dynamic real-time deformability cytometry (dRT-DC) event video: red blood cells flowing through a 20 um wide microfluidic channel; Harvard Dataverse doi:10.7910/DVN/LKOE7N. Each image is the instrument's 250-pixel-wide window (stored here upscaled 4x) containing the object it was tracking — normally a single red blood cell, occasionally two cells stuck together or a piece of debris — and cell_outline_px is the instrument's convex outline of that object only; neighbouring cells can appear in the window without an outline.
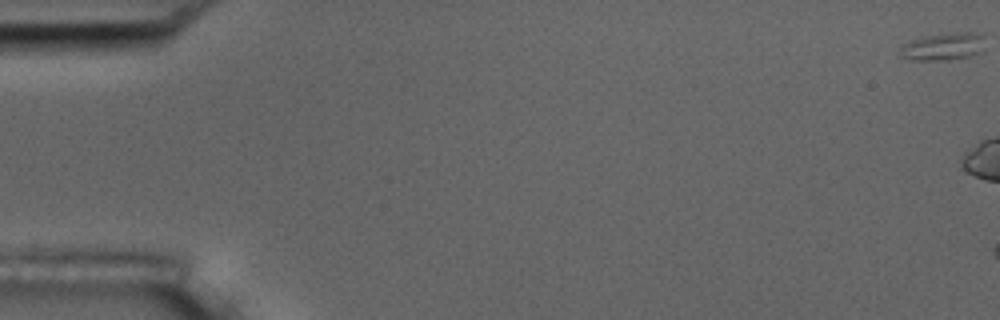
{"species": "common noctule bat (a hibernating species)", "species_latin": "Nyctalus noctula", "temperature_condition": "room temperature", "stored_images_in_passage": 3, "camera_frame_rate_fps": 3000, "um_per_image_px": 0.085, "animal": {"sex": "male", "body_mass_g": 17.5, "forearm_length_mm": 52.3}, "frame": {"image": 1, "passage_image": 1, "time_ms": 0.0, "image_size_px": [1000, 320], "cell_outline_px": [[984, 36], [980, 52], [968, 56], [948, 60], [908, 60], [900, 56], [900, 48], [908, 40], [924, 36], [956, 32], [984, 32]], "centroid_in_image_um": [80.14, 3.94], "position_along_channel_um": 4.9, "area_um2": 13.76}}